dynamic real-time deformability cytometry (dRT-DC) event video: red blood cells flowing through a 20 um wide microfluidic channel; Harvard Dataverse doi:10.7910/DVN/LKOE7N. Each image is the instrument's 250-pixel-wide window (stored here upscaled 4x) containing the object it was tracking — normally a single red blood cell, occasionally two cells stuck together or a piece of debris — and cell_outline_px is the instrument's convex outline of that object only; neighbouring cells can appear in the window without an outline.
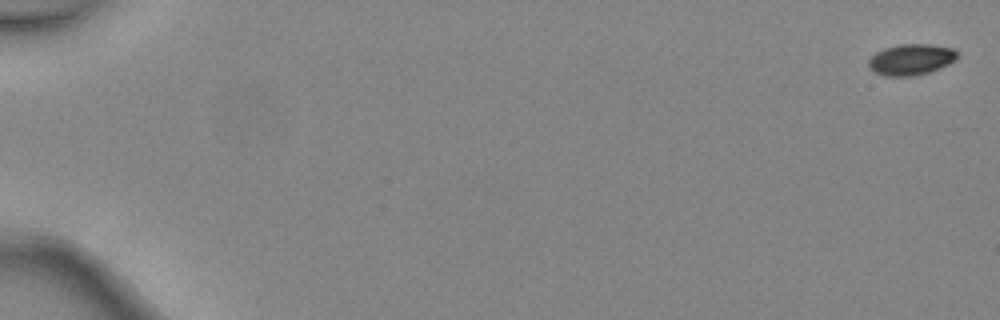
{"species": "common noctule bat (a hibernating species)", "species_latin": "Nyctalus noctula", "temperature_condition": "warm", "stored_images_in_passage": 6, "camera_frame_rate_fps": 3000, "um_per_image_px": 0.085, "animal": {"sex": "female", "body_mass_g": 24.6, "forearm_length_mm": 56.2}, "frame": {"image": 1, "passage_image": 1, "time_ms": 0.0, "image_size_px": [1000, 320], "cell_outline_px": [[956, 60], [940, 68], [916, 76], [884, 76], [868, 68], [868, 60], [876, 52], [884, 48], [900, 44], [928, 44], [952, 48], [956, 52]], "centroid_in_image_um": [77.41, 5.06], "position_along_channel_um": 7.6, "area_um2": 16.01}}
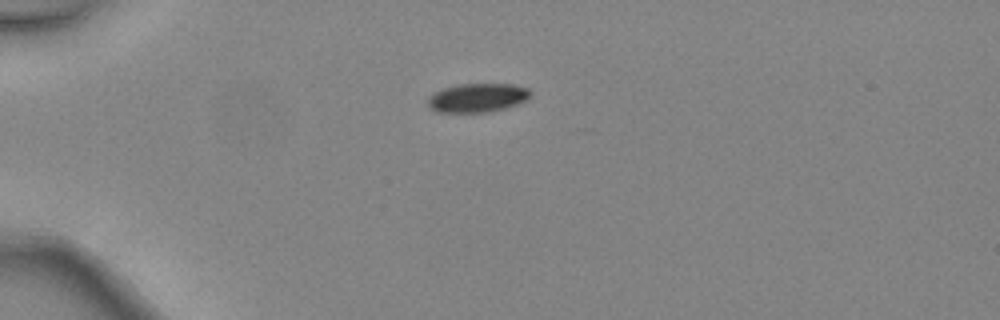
{"frame": {"image": 2, "passage_image": 4, "time_ms": 1.0, "image_size_px": [1000, 320], "cell_outline_px": [[532, 92], [524, 100], [516, 104], [504, 108], [488, 112], [440, 112], [432, 108], [428, 104], [428, 96], [444, 88], [460, 84], [512, 84], [528, 88]], "centroid_in_image_um": [40.58, 8.3], "position_along_channel_um": 44.4, "area_um2": 16.94}}
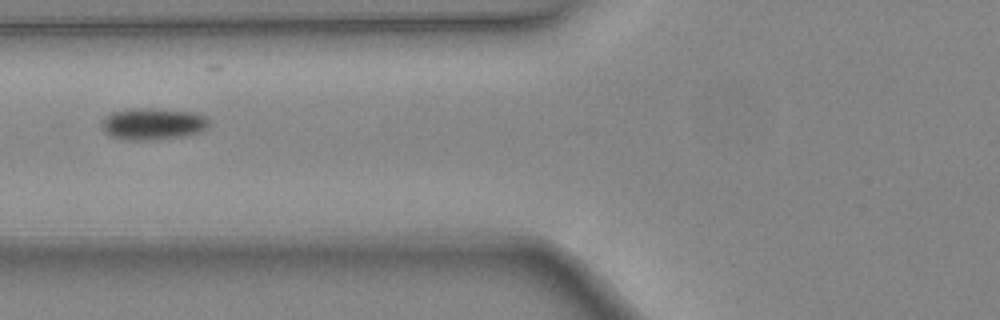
{"frame": {"image": 3, "passage_image": 6, "time_ms": 1.667, "image_size_px": [1000, 320], "cell_outline_px": [[208, 128], [204, 132], [188, 136], [152, 140], [128, 140], [108, 136], [100, 128], [100, 124], [112, 112], [128, 108], [160, 108], [196, 112], [204, 116], [208, 120]], "centroid_in_image_um": [13.02, 10.53], "position_along_channel_um": 112.8, "area_um2": 20.46}}